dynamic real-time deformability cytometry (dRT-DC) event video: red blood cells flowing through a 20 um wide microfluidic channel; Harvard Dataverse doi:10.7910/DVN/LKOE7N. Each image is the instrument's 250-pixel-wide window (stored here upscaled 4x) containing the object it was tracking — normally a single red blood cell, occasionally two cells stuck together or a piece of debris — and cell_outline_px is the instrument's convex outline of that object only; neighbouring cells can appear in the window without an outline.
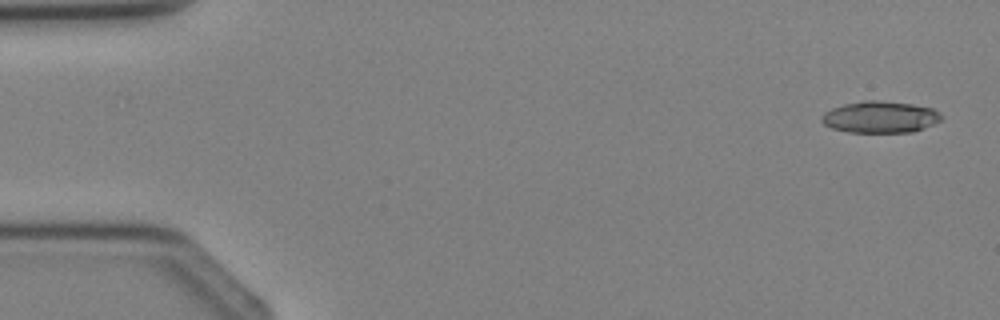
{"species": "Egyptian fruit bat (a non-hibernating species)", "species_latin": "Rousettus aegyptiacus", "temperature_condition": "cold", "stored_images_in_passage": 3, "camera_frame_rate_fps": 3000, "um_per_image_px": 0.085, "animal": {"sex": "female"}, "frame": {"image": 1, "passage_image": 1, "time_ms": 0.0, "image_size_px": [1000, 320], "cell_outline_px": [[944, 116], [940, 120], [924, 128], [912, 132], [848, 132], [832, 128], [824, 124], [820, 120], [820, 116], [824, 112], [832, 108], [844, 104], [864, 100], [876, 100], [912, 104], [932, 108], [940, 112]], "centroid_in_image_um": [74.8, 9.94], "position_along_channel_um": 10.2, "area_um2": 22.14}}